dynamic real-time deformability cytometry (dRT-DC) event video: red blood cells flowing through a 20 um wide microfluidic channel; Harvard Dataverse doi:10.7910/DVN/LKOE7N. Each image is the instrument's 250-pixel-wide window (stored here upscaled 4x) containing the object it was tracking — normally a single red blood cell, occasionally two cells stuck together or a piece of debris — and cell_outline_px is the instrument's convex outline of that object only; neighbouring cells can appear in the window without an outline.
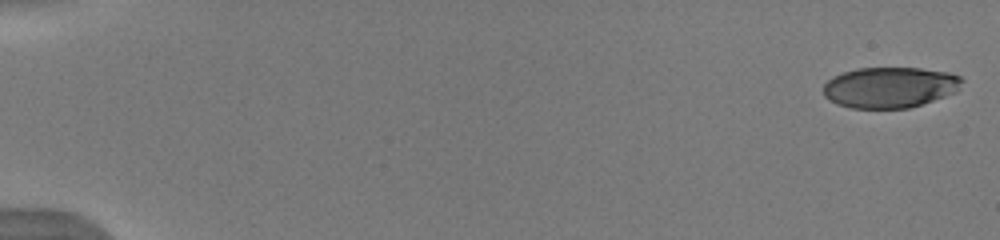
{"species": "human", "species_latin": "Homo sapiens", "temperature_condition": "warm", "stored_images_in_passage": 10, "camera_frame_rate_fps": 3000, "um_per_image_px": 0.085, "donor": {"sex": "male"}, "frame": {"image": 1, "passage_image": 1, "time_ms": 0.0, "image_size_px": [1000, 240], "cell_outline_px": [[964, 80], [960, 88], [956, 92], [908, 108], [852, 108], [836, 104], [828, 100], [824, 96], [824, 84], [832, 76], [856, 68], [920, 68], [952, 72], [960, 76]], "centroid_in_image_um": [75.65, 7.41], "position_along_channel_um": 9.4, "area_um2": 33.12}}
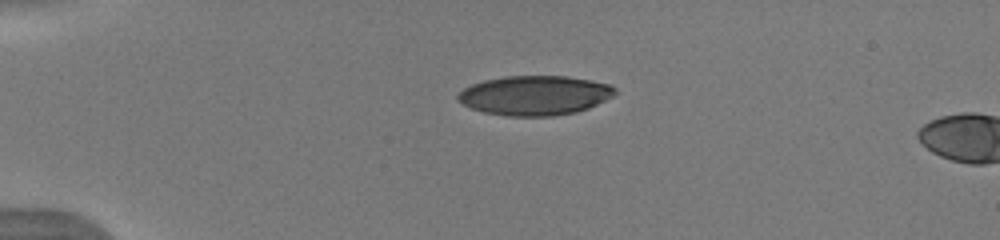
{"frame": {"image": 2, "passage_image": 8, "time_ms": 2.333, "image_size_px": [1000, 240], "cell_outline_px": [[616, 92], [612, 96], [588, 108], [576, 112], [552, 116], [508, 116], [484, 112], [472, 108], [464, 104], [456, 96], [464, 88], [472, 84], [484, 80], [504, 76], [568, 76], [608, 84], [616, 88]], "centroid_in_image_um": [45.45, 8.1], "position_along_channel_um": 39.6, "area_um2": 35.89}}